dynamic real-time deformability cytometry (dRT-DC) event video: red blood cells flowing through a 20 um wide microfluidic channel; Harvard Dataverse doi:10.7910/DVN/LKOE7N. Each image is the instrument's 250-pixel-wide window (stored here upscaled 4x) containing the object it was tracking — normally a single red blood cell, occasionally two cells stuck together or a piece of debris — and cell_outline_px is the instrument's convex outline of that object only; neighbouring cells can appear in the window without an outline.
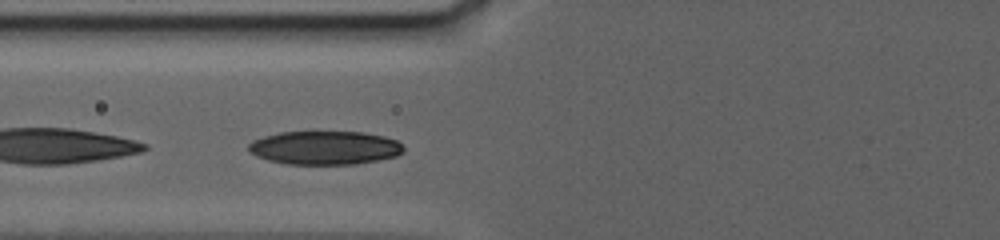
{"species": "human", "species_latin": "Homo sapiens", "temperature_condition": "warm", "stored_images_in_passage": 18, "segment_of_instrument_passage": [2, 2], "camera_frame_rate_fps": 3000, "um_per_image_px": 0.085, "donor": {"sex": "female"}, "frame": {"image": 1, "passage_image": 14, "time_ms": 5.0, "image_size_px": [1000, 240], "cell_outline_px": [[404, 152], [396, 156], [356, 164], [288, 164], [268, 160], [256, 156], [248, 152], [248, 144], [252, 140], [264, 136], [280, 132], [364, 132], [384, 136], [396, 140], [404, 148]], "centroid_in_image_um": [27.58, 12.56], "position_along_channel_um": 98.2, "area_um2": 30.4}}
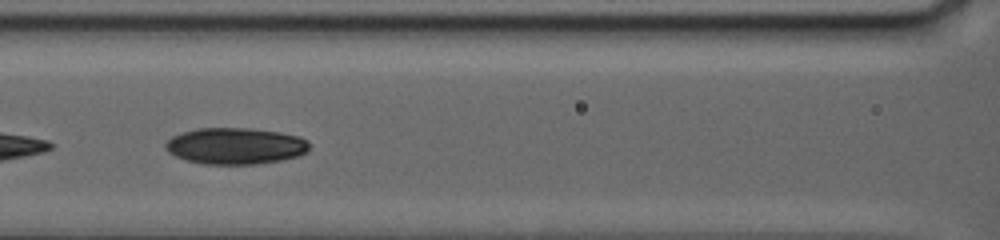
{"frame": {"image": 2, "passage_image": 18, "time_ms": 6.667, "image_size_px": [1000, 240], "cell_outline_px": [[308, 152], [300, 156], [280, 160], [256, 164], [204, 164], [188, 160], [176, 156], [168, 152], [164, 148], [164, 144], [172, 136], [196, 128], [248, 128], [280, 132], [300, 136], [308, 140]], "centroid_in_image_um": [20.03, 12.4], "position_along_channel_um": 146.6, "area_um2": 30.63}}